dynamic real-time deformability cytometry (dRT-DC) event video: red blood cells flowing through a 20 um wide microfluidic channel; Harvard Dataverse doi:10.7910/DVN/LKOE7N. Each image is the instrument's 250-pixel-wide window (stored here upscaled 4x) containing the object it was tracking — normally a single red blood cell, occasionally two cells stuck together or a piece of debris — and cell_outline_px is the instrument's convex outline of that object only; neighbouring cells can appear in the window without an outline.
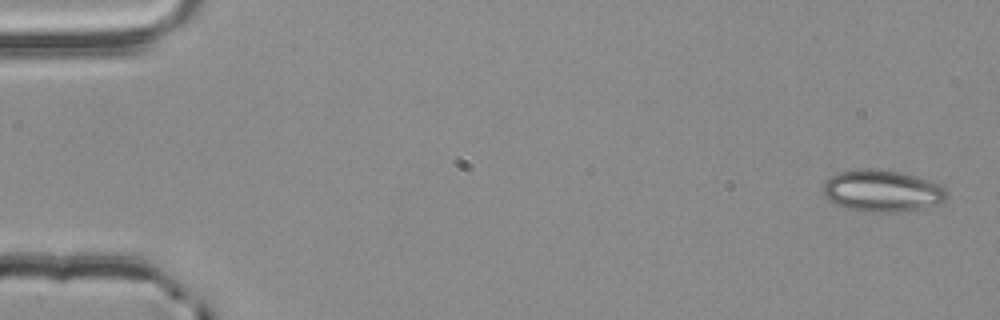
{"species": "common noctule bat (a hibernating species)", "species_latin": "Nyctalus noctula", "temperature_condition": "room temperature", "stored_images_in_passage": 5, "camera_frame_rate_fps": 3000, "um_per_image_px": 0.085, "animal": {"sex": "male", "body_mass_g": 20.4}, "frame": {"image": 1, "passage_image": 1, "time_ms": 0.0, "image_size_px": [1000, 320], "cell_outline_px": [[948, 196], [944, 200], [936, 204], [920, 208], [900, 212], [864, 212], [844, 208], [828, 200], [824, 196], [824, 180], [840, 172], [896, 172], [916, 176], [940, 184], [948, 188]], "centroid_in_image_um": [75.02, 16.29], "position_along_channel_um": 10.0, "area_um2": 29.3}}